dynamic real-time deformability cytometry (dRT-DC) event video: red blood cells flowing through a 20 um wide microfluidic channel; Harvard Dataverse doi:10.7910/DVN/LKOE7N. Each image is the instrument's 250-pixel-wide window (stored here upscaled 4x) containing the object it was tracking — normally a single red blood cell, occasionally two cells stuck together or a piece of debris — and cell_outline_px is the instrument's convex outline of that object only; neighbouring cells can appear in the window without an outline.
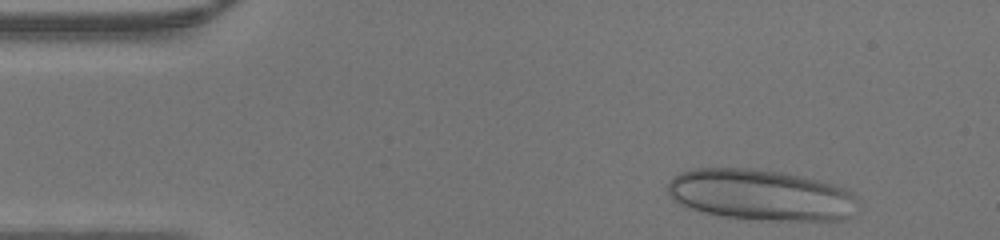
{"species": "human", "species_latin": "Homo sapiens", "temperature_condition": "warm", "stored_images_in_passage": 36, "camera_frame_rate_fps": 3000, "um_per_image_px": 0.085, "donor": {"sex": "male"}, "frame": {"image": 1, "passage_image": 2, "time_ms": 0.333, "image_size_px": [1000, 240], "cell_outline_px": [[860, 200], [848, 216], [844, 220], [760, 220], [720, 216], [688, 208], [672, 200], [668, 192], [668, 184], [672, 176], [680, 172], [692, 168], [752, 168], [780, 172], [816, 180], [832, 184], [844, 188], [852, 192]], "centroid_in_image_um": [64.62, 16.57], "position_along_channel_um": 20.4, "area_um2": 56.64}}
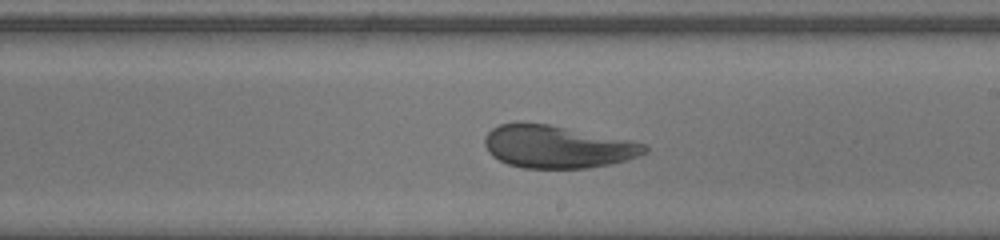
{"frame": {"image": 2, "passage_image": 23, "time_ms": 7.333, "image_size_px": [1000, 240], "cell_outline_px": [[648, 152], [624, 160], [608, 164], [588, 168], [524, 168], [508, 164], [492, 156], [488, 152], [484, 144], [484, 136], [492, 128], [500, 124], [516, 120], [548, 124], [632, 140], [644, 144], [648, 148]], "centroid_in_image_um": [47.31, 12.45], "position_along_channel_um": 241.7, "area_um2": 40.0}}
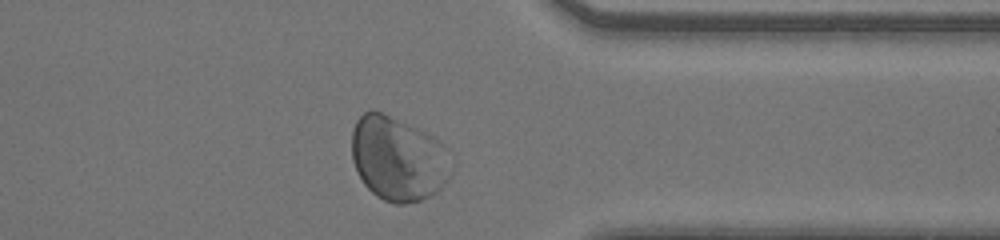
{"frame": {"image": 3, "passage_image": 33, "time_ms": 10.667, "image_size_px": [1000, 240], "cell_outline_px": [[456, 160], [452, 172], [448, 180], [436, 192], [420, 200], [404, 204], [396, 204], [384, 200], [376, 196], [364, 184], [352, 160], [352, 132], [356, 120], [364, 112], [372, 108], [408, 124], [432, 136], [444, 144]], "centroid_in_image_um": [33.88, 13.49], "position_along_channel_um": 377.5, "area_um2": 49.42}}